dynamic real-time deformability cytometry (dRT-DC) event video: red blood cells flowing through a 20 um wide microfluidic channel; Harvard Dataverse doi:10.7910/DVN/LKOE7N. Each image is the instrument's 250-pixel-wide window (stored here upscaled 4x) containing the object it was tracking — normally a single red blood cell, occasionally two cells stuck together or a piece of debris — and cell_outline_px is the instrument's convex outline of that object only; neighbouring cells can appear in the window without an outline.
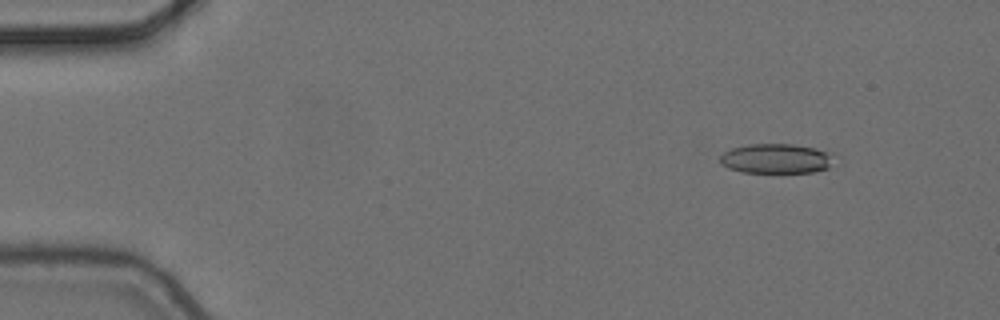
{"species": "common noctule bat (a hibernating species)", "species_latin": "Nyctalus noctula", "temperature_condition": "cold", "stored_images_in_passage": 5, "camera_frame_rate_fps": 3000, "um_per_image_px": 0.085, "animal": {"sex": "female", "body_mass_g": 24.6, "forearm_length_mm": 56.2}, "frame": {"image": 1, "passage_image": 2, "time_ms": 0.333, "image_size_px": [1000, 320], "cell_outline_px": [[840, 164], [828, 168], [812, 172], [740, 172], [728, 168], [720, 164], [720, 156], [724, 152], [732, 148], [748, 144], [792, 144], [816, 148], [828, 152]], "centroid_in_image_um": [66.03, 13.48], "position_along_channel_um": 19.0, "area_um2": 20.06}}
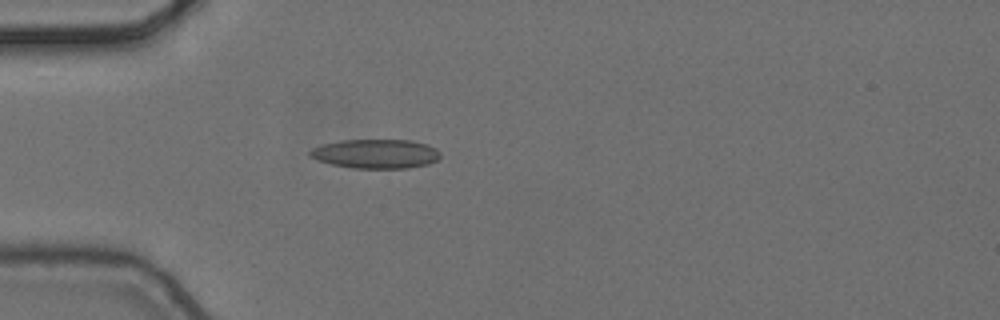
{"frame": {"image": 2, "passage_image": 5, "time_ms": 1.333, "image_size_px": [1000, 320], "cell_outline_px": [[440, 156], [436, 160], [428, 164], [408, 168], [352, 168], [332, 164], [308, 156], [308, 152], [312, 148], [324, 144], [340, 140], [412, 140], [428, 144], [436, 148], [440, 152]], "centroid_in_image_um": [31.96, 13.06], "position_along_channel_um": 53.0, "area_um2": 22.2}}